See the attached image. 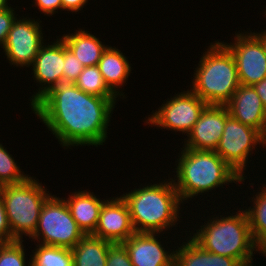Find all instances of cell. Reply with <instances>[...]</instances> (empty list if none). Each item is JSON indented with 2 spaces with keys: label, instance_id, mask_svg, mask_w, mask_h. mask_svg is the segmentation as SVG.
I'll use <instances>...</instances> for the list:
<instances>
[{
  "label": "cell",
  "instance_id": "6da1fadb",
  "mask_svg": "<svg viewBox=\"0 0 266 266\" xmlns=\"http://www.w3.org/2000/svg\"><path fill=\"white\" fill-rule=\"evenodd\" d=\"M118 99L91 95L74 83H60L31 108L61 147L104 145Z\"/></svg>",
  "mask_w": 266,
  "mask_h": 266
},
{
  "label": "cell",
  "instance_id": "7a4b0ae2",
  "mask_svg": "<svg viewBox=\"0 0 266 266\" xmlns=\"http://www.w3.org/2000/svg\"><path fill=\"white\" fill-rule=\"evenodd\" d=\"M174 168L176 175L171 178L181 201L187 202L198 195L208 193L214 189L244 182L235 170H233L215 151L194 150L181 148ZM208 192V193H206ZM187 200V201H186Z\"/></svg>",
  "mask_w": 266,
  "mask_h": 266
},
{
  "label": "cell",
  "instance_id": "3957f363",
  "mask_svg": "<svg viewBox=\"0 0 266 266\" xmlns=\"http://www.w3.org/2000/svg\"><path fill=\"white\" fill-rule=\"evenodd\" d=\"M169 178L155 184H141L142 188L135 187L121 195L128 205L136 232L162 233L178 225L183 202Z\"/></svg>",
  "mask_w": 266,
  "mask_h": 266
},
{
  "label": "cell",
  "instance_id": "277c9868",
  "mask_svg": "<svg viewBox=\"0 0 266 266\" xmlns=\"http://www.w3.org/2000/svg\"><path fill=\"white\" fill-rule=\"evenodd\" d=\"M241 209L226 217H219V214L207 217L209 220L199 226L196 233L191 231L189 237L203 250L235 258L243 266L252 264L258 247L253 239L246 211Z\"/></svg>",
  "mask_w": 266,
  "mask_h": 266
},
{
  "label": "cell",
  "instance_id": "5b68a950",
  "mask_svg": "<svg viewBox=\"0 0 266 266\" xmlns=\"http://www.w3.org/2000/svg\"><path fill=\"white\" fill-rule=\"evenodd\" d=\"M193 75L190 89L207 105H226L241 85L232 54L218 40L210 43Z\"/></svg>",
  "mask_w": 266,
  "mask_h": 266
},
{
  "label": "cell",
  "instance_id": "8992f818",
  "mask_svg": "<svg viewBox=\"0 0 266 266\" xmlns=\"http://www.w3.org/2000/svg\"><path fill=\"white\" fill-rule=\"evenodd\" d=\"M12 236L22 240L36 231L41 209L52 195L38 179L29 176L25 181L0 187Z\"/></svg>",
  "mask_w": 266,
  "mask_h": 266
},
{
  "label": "cell",
  "instance_id": "52a82bcc",
  "mask_svg": "<svg viewBox=\"0 0 266 266\" xmlns=\"http://www.w3.org/2000/svg\"><path fill=\"white\" fill-rule=\"evenodd\" d=\"M84 236L63 197L51 195L41 209L36 231L30 239L38 244L72 249Z\"/></svg>",
  "mask_w": 266,
  "mask_h": 266
},
{
  "label": "cell",
  "instance_id": "ba28073f",
  "mask_svg": "<svg viewBox=\"0 0 266 266\" xmlns=\"http://www.w3.org/2000/svg\"><path fill=\"white\" fill-rule=\"evenodd\" d=\"M258 144L266 147V137L259 130L241 123L229 114L215 152L242 178H247L244 170L246 171L248 158Z\"/></svg>",
  "mask_w": 266,
  "mask_h": 266
},
{
  "label": "cell",
  "instance_id": "9c48e42d",
  "mask_svg": "<svg viewBox=\"0 0 266 266\" xmlns=\"http://www.w3.org/2000/svg\"><path fill=\"white\" fill-rule=\"evenodd\" d=\"M163 103L157 108L158 111L155 110L148 115L145 124L174 132L179 131L184 135H188L207 106L191 89L175 93L173 97L171 95L170 99L168 98Z\"/></svg>",
  "mask_w": 266,
  "mask_h": 266
},
{
  "label": "cell",
  "instance_id": "30bf717a",
  "mask_svg": "<svg viewBox=\"0 0 266 266\" xmlns=\"http://www.w3.org/2000/svg\"><path fill=\"white\" fill-rule=\"evenodd\" d=\"M36 20L19 16L13 22L7 39L1 47L11 66L30 68L44 44L42 21Z\"/></svg>",
  "mask_w": 266,
  "mask_h": 266
},
{
  "label": "cell",
  "instance_id": "8fae6325",
  "mask_svg": "<svg viewBox=\"0 0 266 266\" xmlns=\"http://www.w3.org/2000/svg\"><path fill=\"white\" fill-rule=\"evenodd\" d=\"M232 54L241 85L253 86L266 78V54L254 32L235 33L234 42L220 41Z\"/></svg>",
  "mask_w": 266,
  "mask_h": 266
},
{
  "label": "cell",
  "instance_id": "7c38bea8",
  "mask_svg": "<svg viewBox=\"0 0 266 266\" xmlns=\"http://www.w3.org/2000/svg\"><path fill=\"white\" fill-rule=\"evenodd\" d=\"M44 43L34 62L32 63L33 80L35 79L40 87L30 97L32 107L51 88L63 83L64 68V41L61 38L56 41Z\"/></svg>",
  "mask_w": 266,
  "mask_h": 266
},
{
  "label": "cell",
  "instance_id": "4fadbf2b",
  "mask_svg": "<svg viewBox=\"0 0 266 266\" xmlns=\"http://www.w3.org/2000/svg\"><path fill=\"white\" fill-rule=\"evenodd\" d=\"M136 233L128 205L122 196L106 198L95 231L91 234L111 243H123Z\"/></svg>",
  "mask_w": 266,
  "mask_h": 266
},
{
  "label": "cell",
  "instance_id": "5bb4252c",
  "mask_svg": "<svg viewBox=\"0 0 266 266\" xmlns=\"http://www.w3.org/2000/svg\"><path fill=\"white\" fill-rule=\"evenodd\" d=\"M229 110L226 105H207L194 124L183 147L194 150L215 151L223 135Z\"/></svg>",
  "mask_w": 266,
  "mask_h": 266
},
{
  "label": "cell",
  "instance_id": "9a60e30c",
  "mask_svg": "<svg viewBox=\"0 0 266 266\" xmlns=\"http://www.w3.org/2000/svg\"><path fill=\"white\" fill-rule=\"evenodd\" d=\"M160 234L136 232L123 242L133 266H174L175 249L167 251Z\"/></svg>",
  "mask_w": 266,
  "mask_h": 266
},
{
  "label": "cell",
  "instance_id": "2e32d148",
  "mask_svg": "<svg viewBox=\"0 0 266 266\" xmlns=\"http://www.w3.org/2000/svg\"><path fill=\"white\" fill-rule=\"evenodd\" d=\"M226 107L232 117L266 137V110L253 86L240 85Z\"/></svg>",
  "mask_w": 266,
  "mask_h": 266
},
{
  "label": "cell",
  "instance_id": "e0dca14e",
  "mask_svg": "<svg viewBox=\"0 0 266 266\" xmlns=\"http://www.w3.org/2000/svg\"><path fill=\"white\" fill-rule=\"evenodd\" d=\"M94 192L78 190L63 198L71 216L85 235L92 234L97 226L100 210L106 201L98 198Z\"/></svg>",
  "mask_w": 266,
  "mask_h": 266
},
{
  "label": "cell",
  "instance_id": "ac0fdd59",
  "mask_svg": "<svg viewBox=\"0 0 266 266\" xmlns=\"http://www.w3.org/2000/svg\"><path fill=\"white\" fill-rule=\"evenodd\" d=\"M97 66L108 87L118 97L125 99V94L123 90L120 91V88L122 89L126 84L132 71L128 58L118 48L110 45L103 52Z\"/></svg>",
  "mask_w": 266,
  "mask_h": 266
},
{
  "label": "cell",
  "instance_id": "d6986e66",
  "mask_svg": "<svg viewBox=\"0 0 266 266\" xmlns=\"http://www.w3.org/2000/svg\"><path fill=\"white\" fill-rule=\"evenodd\" d=\"M63 34L60 38L66 47L78 58L84 67L96 66L109 45L104 44L95 35L83 29Z\"/></svg>",
  "mask_w": 266,
  "mask_h": 266
},
{
  "label": "cell",
  "instance_id": "ffe728a7",
  "mask_svg": "<svg viewBox=\"0 0 266 266\" xmlns=\"http://www.w3.org/2000/svg\"><path fill=\"white\" fill-rule=\"evenodd\" d=\"M176 247L174 266H243L235 258L203 250L189 236Z\"/></svg>",
  "mask_w": 266,
  "mask_h": 266
},
{
  "label": "cell",
  "instance_id": "44dd1931",
  "mask_svg": "<svg viewBox=\"0 0 266 266\" xmlns=\"http://www.w3.org/2000/svg\"><path fill=\"white\" fill-rule=\"evenodd\" d=\"M112 243L91 234L85 235L72 249L73 266H106Z\"/></svg>",
  "mask_w": 266,
  "mask_h": 266
},
{
  "label": "cell",
  "instance_id": "7402d4cb",
  "mask_svg": "<svg viewBox=\"0 0 266 266\" xmlns=\"http://www.w3.org/2000/svg\"><path fill=\"white\" fill-rule=\"evenodd\" d=\"M259 187V191L251 199L253 202L249 208H245L249 220V226L257 247L266 242V184Z\"/></svg>",
  "mask_w": 266,
  "mask_h": 266
},
{
  "label": "cell",
  "instance_id": "603a6c76",
  "mask_svg": "<svg viewBox=\"0 0 266 266\" xmlns=\"http://www.w3.org/2000/svg\"><path fill=\"white\" fill-rule=\"evenodd\" d=\"M32 253L31 266H73L70 248L37 243Z\"/></svg>",
  "mask_w": 266,
  "mask_h": 266
},
{
  "label": "cell",
  "instance_id": "cb8c5ba5",
  "mask_svg": "<svg viewBox=\"0 0 266 266\" xmlns=\"http://www.w3.org/2000/svg\"><path fill=\"white\" fill-rule=\"evenodd\" d=\"M74 84L85 93L108 99H119L105 83L97 65L84 67Z\"/></svg>",
  "mask_w": 266,
  "mask_h": 266
},
{
  "label": "cell",
  "instance_id": "d4e9b609",
  "mask_svg": "<svg viewBox=\"0 0 266 266\" xmlns=\"http://www.w3.org/2000/svg\"><path fill=\"white\" fill-rule=\"evenodd\" d=\"M12 154L0 143V187L25 181L30 175L21 171Z\"/></svg>",
  "mask_w": 266,
  "mask_h": 266
},
{
  "label": "cell",
  "instance_id": "484cf974",
  "mask_svg": "<svg viewBox=\"0 0 266 266\" xmlns=\"http://www.w3.org/2000/svg\"><path fill=\"white\" fill-rule=\"evenodd\" d=\"M24 240L0 243V266H31V258L26 261Z\"/></svg>",
  "mask_w": 266,
  "mask_h": 266
},
{
  "label": "cell",
  "instance_id": "4316f807",
  "mask_svg": "<svg viewBox=\"0 0 266 266\" xmlns=\"http://www.w3.org/2000/svg\"><path fill=\"white\" fill-rule=\"evenodd\" d=\"M84 66L81 61L66 47L64 43L63 83H74Z\"/></svg>",
  "mask_w": 266,
  "mask_h": 266
},
{
  "label": "cell",
  "instance_id": "83f0119b",
  "mask_svg": "<svg viewBox=\"0 0 266 266\" xmlns=\"http://www.w3.org/2000/svg\"><path fill=\"white\" fill-rule=\"evenodd\" d=\"M106 266H133L123 243H112L109 246Z\"/></svg>",
  "mask_w": 266,
  "mask_h": 266
},
{
  "label": "cell",
  "instance_id": "f1b7e54d",
  "mask_svg": "<svg viewBox=\"0 0 266 266\" xmlns=\"http://www.w3.org/2000/svg\"><path fill=\"white\" fill-rule=\"evenodd\" d=\"M14 9L13 7H8L0 10V47L5 43L13 22L19 16Z\"/></svg>",
  "mask_w": 266,
  "mask_h": 266
},
{
  "label": "cell",
  "instance_id": "f546056e",
  "mask_svg": "<svg viewBox=\"0 0 266 266\" xmlns=\"http://www.w3.org/2000/svg\"><path fill=\"white\" fill-rule=\"evenodd\" d=\"M15 240L16 239L11 234L5 211L4 201L0 193V243L12 242Z\"/></svg>",
  "mask_w": 266,
  "mask_h": 266
},
{
  "label": "cell",
  "instance_id": "4dcf8cb0",
  "mask_svg": "<svg viewBox=\"0 0 266 266\" xmlns=\"http://www.w3.org/2000/svg\"><path fill=\"white\" fill-rule=\"evenodd\" d=\"M33 3L35 8L38 7L40 12L49 17L56 14L59 9L62 10L61 0H34Z\"/></svg>",
  "mask_w": 266,
  "mask_h": 266
},
{
  "label": "cell",
  "instance_id": "1f68e13d",
  "mask_svg": "<svg viewBox=\"0 0 266 266\" xmlns=\"http://www.w3.org/2000/svg\"><path fill=\"white\" fill-rule=\"evenodd\" d=\"M88 0H61L62 10L71 11L72 13L80 12L87 5Z\"/></svg>",
  "mask_w": 266,
  "mask_h": 266
},
{
  "label": "cell",
  "instance_id": "d6a6232c",
  "mask_svg": "<svg viewBox=\"0 0 266 266\" xmlns=\"http://www.w3.org/2000/svg\"><path fill=\"white\" fill-rule=\"evenodd\" d=\"M253 87L256 90L259 97L261 98L262 104L266 110V78L254 84Z\"/></svg>",
  "mask_w": 266,
  "mask_h": 266
},
{
  "label": "cell",
  "instance_id": "836d02e7",
  "mask_svg": "<svg viewBox=\"0 0 266 266\" xmlns=\"http://www.w3.org/2000/svg\"><path fill=\"white\" fill-rule=\"evenodd\" d=\"M254 34L260 39L262 46L264 48L265 54H266V30H263L261 32L259 31V33L254 32Z\"/></svg>",
  "mask_w": 266,
  "mask_h": 266
},
{
  "label": "cell",
  "instance_id": "e575fe53",
  "mask_svg": "<svg viewBox=\"0 0 266 266\" xmlns=\"http://www.w3.org/2000/svg\"><path fill=\"white\" fill-rule=\"evenodd\" d=\"M258 253H261L263 257L266 256V242L258 247Z\"/></svg>",
  "mask_w": 266,
  "mask_h": 266
},
{
  "label": "cell",
  "instance_id": "d590c367",
  "mask_svg": "<svg viewBox=\"0 0 266 266\" xmlns=\"http://www.w3.org/2000/svg\"><path fill=\"white\" fill-rule=\"evenodd\" d=\"M8 1H9V0H0V10H2V9H6V8H8V7H11V6H10L11 4H9ZM8 5H9V6H8Z\"/></svg>",
  "mask_w": 266,
  "mask_h": 266
}]
</instances>
